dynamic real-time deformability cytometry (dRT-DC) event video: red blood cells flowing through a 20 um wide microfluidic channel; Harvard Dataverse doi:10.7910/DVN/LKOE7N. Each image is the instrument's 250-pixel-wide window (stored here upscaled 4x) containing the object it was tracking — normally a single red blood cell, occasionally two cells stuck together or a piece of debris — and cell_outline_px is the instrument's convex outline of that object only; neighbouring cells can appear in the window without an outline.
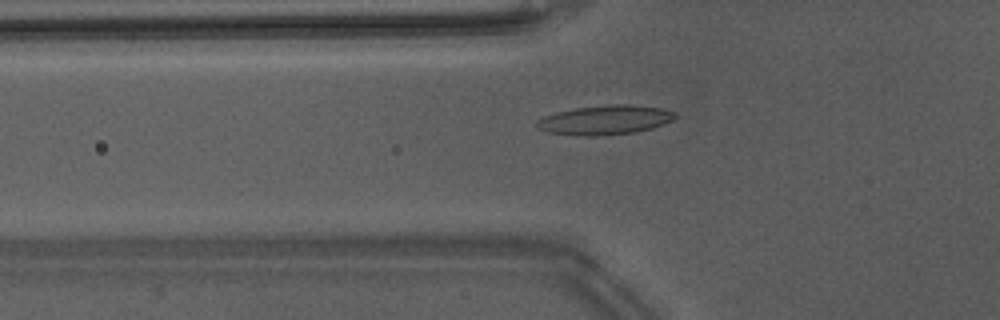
{"species": "Egyptian fruit bat (a non-hibernating species)", "species_latin": "Rousettus aegyptiacus", "temperature_condition": "warm", "stored_images_in_passage": 45, "camera_frame_rate_fps": 3000, "um_per_image_px": 0.085, "animal": {"sex": "male"}, "frame": {"image": 1, "passage_image": 14, "time_ms": 4.333, "image_size_px": [1000, 320], "cell_outline_px": [[676, 116], [672, 120], [664, 124], [652, 128], [636, 132], [592, 136], [588, 136], [548, 132], [536, 128], [536, 120], [544, 116], [556, 112], [576, 108], [616, 104], [632, 104], [660, 108], [676, 112]], "centroid_in_image_um": [51.43, 10.19], "position_along_channel_um": 74.4, "area_um2": 23.52}}
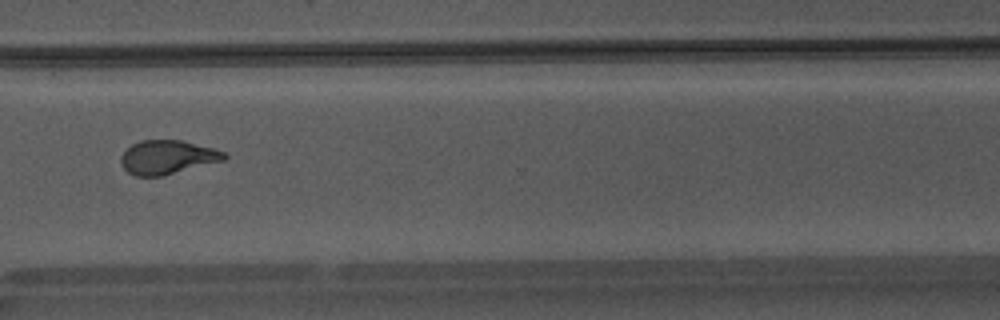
{"frame": {"image": 2, "passage_image": 34, "time_ms": 11.0, "image_size_px": [1000, 320], "cell_outline_px": [[228, 156], [224, 160], [160, 176], [136, 176], [128, 172], [120, 164], [120, 156], [132, 144], [140, 140], [180, 140], [212, 148], [224, 152]], "centroid_in_image_um": [14.19, 13.36], "position_along_channel_um": 356.4, "area_um2": 20.11}}
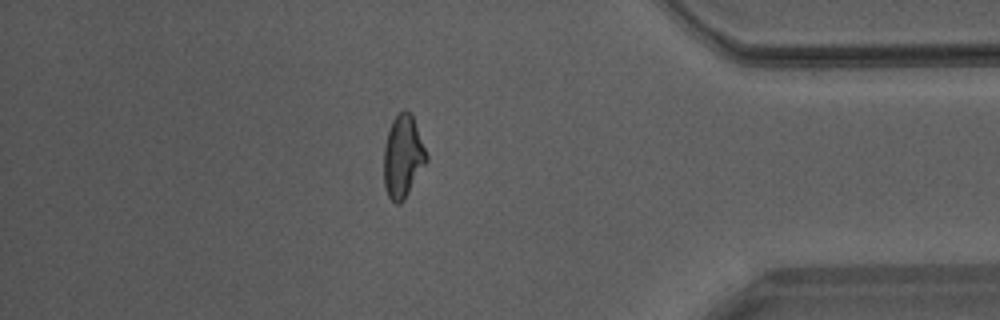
{"frame": {"image": 3, "passage_image": 39, "time_ms": 12.667, "image_size_px": [1000, 320], "cell_outline_px": [[428, 160], [404, 200], [400, 204], [396, 204], [388, 196], [384, 184], [384, 148], [388, 132], [392, 120], [404, 108], [412, 116], [428, 156]], "centroid_in_image_um": [34.24, 13.33], "position_along_channel_um": 401.0, "area_um2": 20.23}, "authors_computed_cell_mechanics": {"area_um2": 20.4612, "velocity_mm_per_s": 4.2361, "shape_relaxation_time_tau1_ms": 9.4289, "shape_relaxation_time_tau2_ms": 1.5242, "deformation_change_tau1": 0.2906, "deformation_change_tau2": 0.0905}}